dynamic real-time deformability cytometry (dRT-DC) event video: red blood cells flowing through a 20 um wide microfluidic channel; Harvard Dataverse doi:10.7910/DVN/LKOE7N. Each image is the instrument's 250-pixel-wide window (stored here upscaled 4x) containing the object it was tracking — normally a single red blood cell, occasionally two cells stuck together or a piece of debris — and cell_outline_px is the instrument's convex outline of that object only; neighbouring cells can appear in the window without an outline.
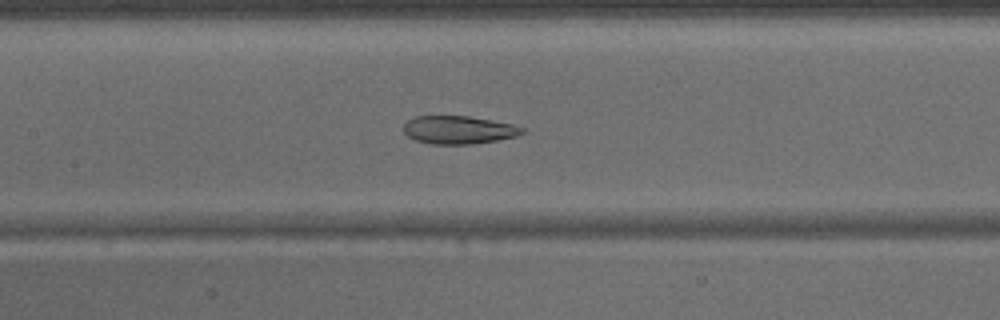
{"species": "common noctule bat (a hibernating species)", "species_latin": "Nyctalus noctula", "temperature_condition": "warm", "stored_images_in_passage": 35, "camera_frame_rate_fps": 3000, "um_per_image_px": 0.085, "animal": {"sex": "male", "body_mass_g": 15.6}, "frame": {"image": 1, "passage_image": 11, "time_ms": 3.333, "image_size_px": [1000, 320], "cell_outline_px": [[524, 132], [516, 136], [496, 140], [472, 144], [432, 144], [416, 140], [408, 136], [404, 132], [404, 124], [408, 120], [416, 116], [468, 116], [512, 124], [524, 128]], "centroid_in_image_um": [38.97, 11.04], "position_along_channel_um": 168.4, "area_um2": 19.19}}
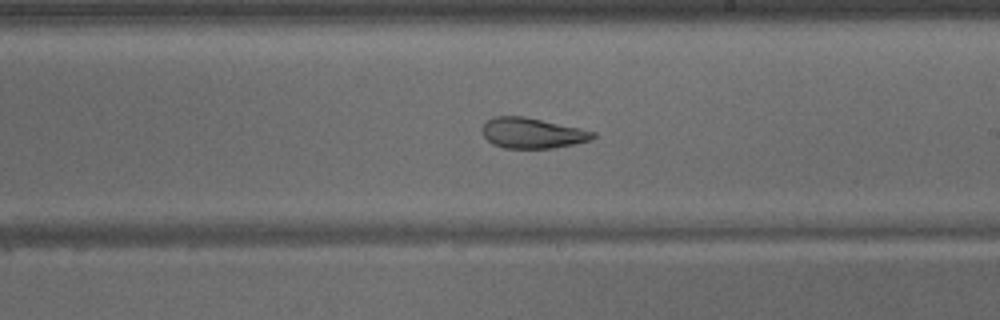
{"frame": {"image": 2, "passage_image": 16, "time_ms": 5.0, "image_size_px": [1000, 320], "cell_outline_px": [[596, 136], [592, 140], [552, 148], [504, 148], [492, 144], [484, 136], [480, 128], [492, 116], [524, 116], [580, 128], [596, 132]], "centroid_in_image_um": [45.23, 11.31], "position_along_channel_um": 243.8, "area_um2": 19.71}}
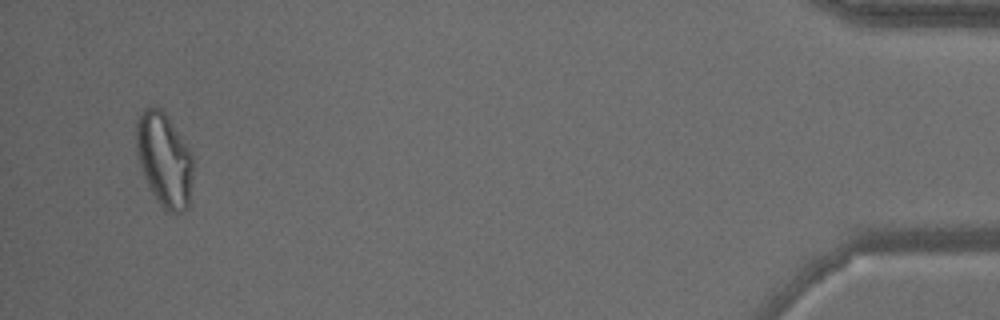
{"frame": {"image": 3, "passage_image": 33, "time_ms": 10.667, "image_size_px": [1000, 320], "cell_outline_px": [[192, 176], [188, 208], [184, 212], [168, 212], [160, 204], [148, 188], [136, 152], [136, 120], [140, 112], [144, 108], [160, 108], [168, 116], [192, 152]], "centroid_in_image_um": [13.95, 13.56], "position_along_channel_um": 421.2, "area_um2": 31.15}}